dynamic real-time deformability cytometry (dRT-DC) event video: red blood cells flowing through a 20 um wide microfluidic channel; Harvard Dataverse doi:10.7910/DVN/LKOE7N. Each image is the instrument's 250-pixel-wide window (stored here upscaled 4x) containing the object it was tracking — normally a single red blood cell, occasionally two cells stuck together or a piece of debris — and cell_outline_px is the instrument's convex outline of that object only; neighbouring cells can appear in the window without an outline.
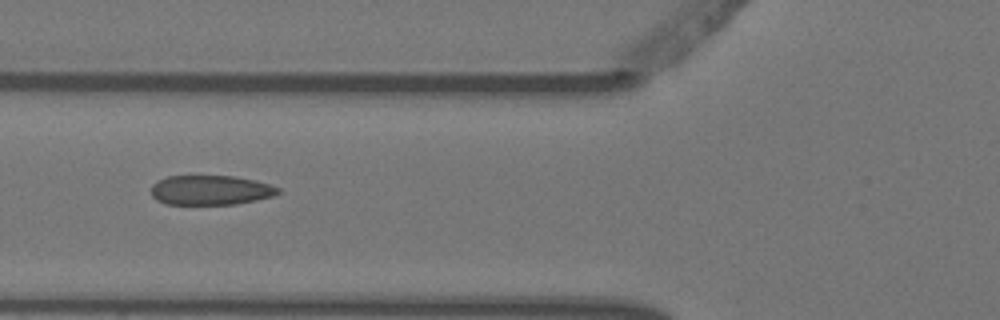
{"species": "Egyptian fruit bat (a non-hibernating species)", "species_latin": "Rousettus aegyptiacus", "temperature_condition": "warm", "stored_images_in_passage": 6, "camera_frame_rate_fps": 3000, "um_per_image_px": 0.085, "animal": {"sex": "female"}, "frame": {"image": 1, "passage_image": 2, "time_ms": 0.333, "image_size_px": [1000, 320], "cell_outline_px": [[280, 192], [272, 196], [256, 200], [236, 204], [168, 204], [156, 200], [152, 196], [152, 184], [156, 180], [168, 176], [236, 176], [256, 180], [272, 184], [280, 188]], "centroid_in_image_um": [17.91, 16.15], "position_along_channel_um": 107.9, "area_um2": 22.08}}
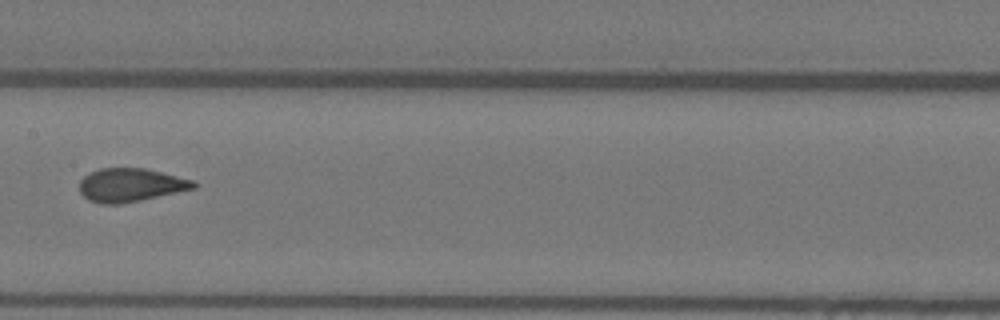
{"frame": {"image": 2, "passage_image": 4, "time_ms": 1.0, "image_size_px": [1000, 320], "cell_outline_px": [[200, 184], [196, 188], [140, 200], [120, 204], [100, 204], [88, 200], [80, 192], [80, 180], [88, 172], [100, 168], [144, 168], [192, 180]], "centroid_in_image_um": [11.07, 15.73], "position_along_channel_um": 196.3, "area_um2": 22.2}}
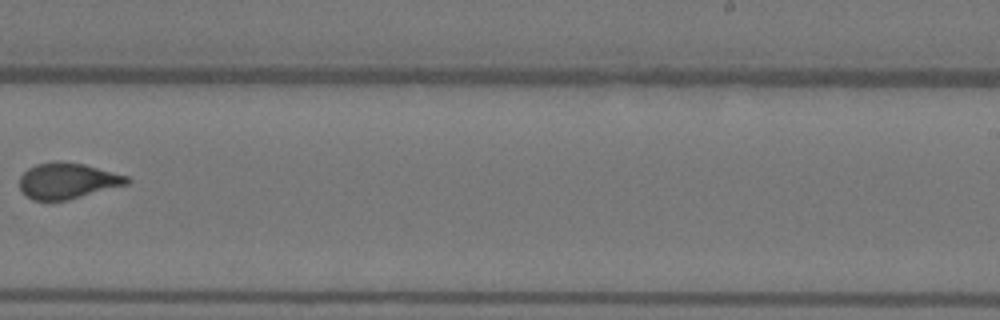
{"frame": {"image": 3, "passage_image": 6, "time_ms": 1.667, "image_size_px": [1000, 320], "cell_outline_px": [[132, 180], [128, 184], [68, 200], [32, 200], [20, 188], [20, 176], [28, 168], [36, 164], [56, 160], [84, 164], [128, 176]], "centroid_in_image_um": [5.75, 15.36], "position_along_channel_um": 283.3, "area_um2": 22.43}}